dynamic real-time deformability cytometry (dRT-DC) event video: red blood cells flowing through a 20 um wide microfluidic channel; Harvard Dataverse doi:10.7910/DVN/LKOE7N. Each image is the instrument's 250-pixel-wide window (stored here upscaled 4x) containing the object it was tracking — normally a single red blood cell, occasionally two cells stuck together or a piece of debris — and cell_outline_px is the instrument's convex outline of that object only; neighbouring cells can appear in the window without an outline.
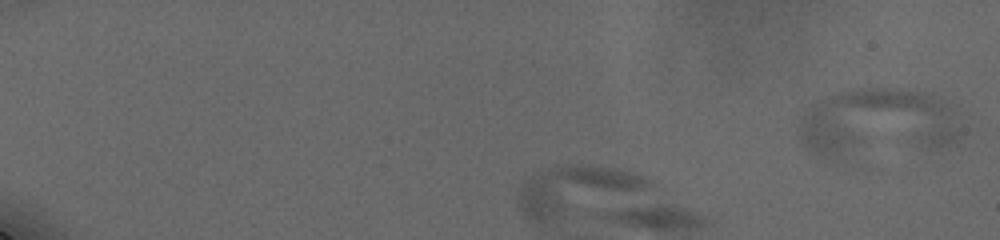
{"species": "human", "species_latin": "Homo sapiens", "temperature_condition": "cold", "stored_images_in_passage": 5, "camera_frame_rate_fps": 3000, "um_per_image_px": 0.085, "donor": {"sex": "male"}, "frame": {"image": 1, "passage_image": 1, "time_ms": 0.0, "image_size_px": [1000, 240], "cell_outline_px": [[956, 132], [952, 140], [944, 144], [928, 148], [840, 164], [836, 164], [824, 160], [808, 152], [804, 148], [800, 140], [800, 128], [804, 112], [812, 104], [824, 96], [836, 92], [852, 88], [892, 88], [932, 92], [948, 104]], "centroid_in_image_um": [74.36, 10.54], "position_along_channel_um": 10.6, "area_um2": 66.99}}
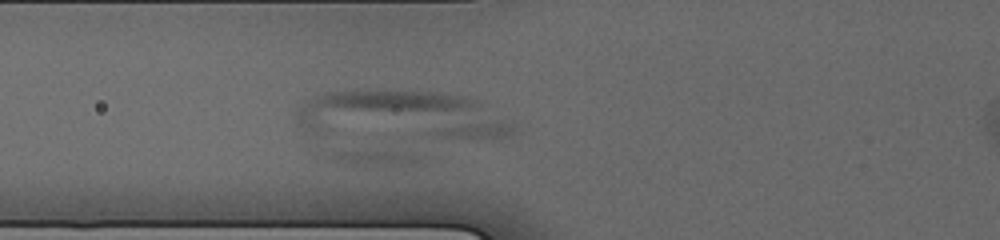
{"frame": {"image": 2, "passage_image": 5, "time_ms": 4.333, "image_size_px": [1000, 240], "cell_outline_px": [[520, 128], [512, 136], [480, 140], [312, 132], [300, 124], [296, 116], [296, 108], [300, 100], [324, 92], [428, 92], [460, 96], [480, 100]], "centroid_in_image_um": [34.26, 9.82], "position_along_channel_um": 91.5, "area_um2": 61.56}}